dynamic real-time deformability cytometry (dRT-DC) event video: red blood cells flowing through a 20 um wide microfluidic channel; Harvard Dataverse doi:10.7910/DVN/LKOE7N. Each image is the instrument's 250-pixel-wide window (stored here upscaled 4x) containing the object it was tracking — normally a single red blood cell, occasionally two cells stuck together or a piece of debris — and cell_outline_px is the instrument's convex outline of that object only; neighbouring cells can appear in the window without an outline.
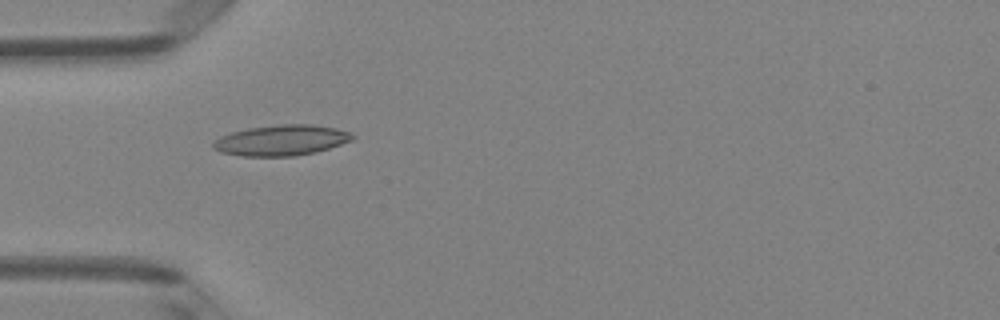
{"species": "Egyptian fruit bat (a non-hibernating species)", "species_latin": "Rousettus aegyptiacus", "temperature_condition": "room temperature", "stored_images_in_passage": 5, "camera_frame_rate_fps": 3000, "um_per_image_px": 0.085, "animal": {"sex": "female"}, "frame": {"image": 1, "passage_image": 3, "time_ms": 2.0, "image_size_px": [1000, 320], "cell_outline_px": [[356, 136], [352, 140], [316, 152], [296, 156], [244, 156], [220, 152], [212, 148], [212, 144], [220, 136], [232, 132], [248, 128], [280, 124], [312, 124], [336, 128], [352, 132]], "centroid_in_image_um": [23.93, 11.92], "position_along_channel_um": 61.1, "area_um2": 24.91}}
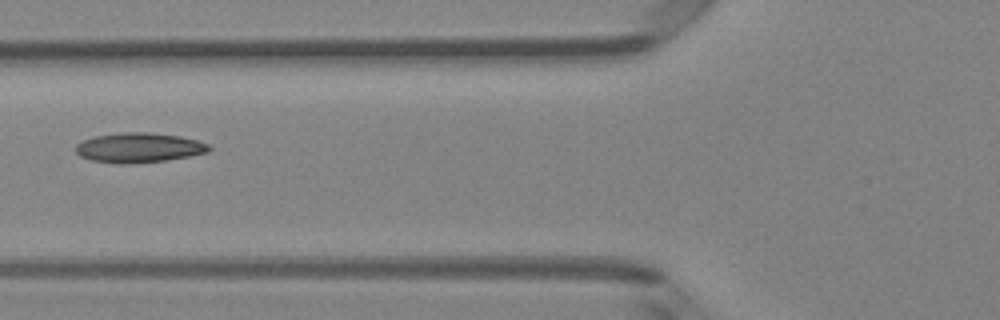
{"frame": {"image": 2, "passage_image": 4, "time_ms": 3.333, "image_size_px": [1000, 320], "cell_outline_px": [[212, 148], [208, 152], [188, 156], [164, 160], [124, 164], [120, 164], [92, 160], [80, 156], [76, 152], [76, 144], [84, 140], [96, 136], [124, 132], [148, 132], [180, 136], [196, 140], [208, 144]], "centroid_in_image_um": [11.81, 12.55], "position_along_channel_um": 114.0, "area_um2": 22.83}}
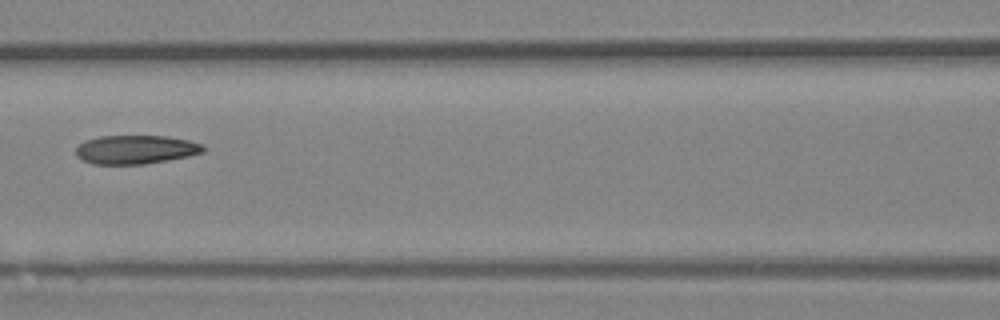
{"frame": {"image": 3, "passage_image": 5, "time_ms": 4.333, "image_size_px": [1000, 320], "cell_outline_px": [[204, 152], [188, 156], [168, 160], [144, 164], [92, 164], [76, 156], [76, 148], [84, 140], [100, 136], [168, 136], [188, 140], [204, 144]], "centroid_in_image_um": [11.54, 12.71], "position_along_channel_um": 155.1, "area_um2": 21.39}}